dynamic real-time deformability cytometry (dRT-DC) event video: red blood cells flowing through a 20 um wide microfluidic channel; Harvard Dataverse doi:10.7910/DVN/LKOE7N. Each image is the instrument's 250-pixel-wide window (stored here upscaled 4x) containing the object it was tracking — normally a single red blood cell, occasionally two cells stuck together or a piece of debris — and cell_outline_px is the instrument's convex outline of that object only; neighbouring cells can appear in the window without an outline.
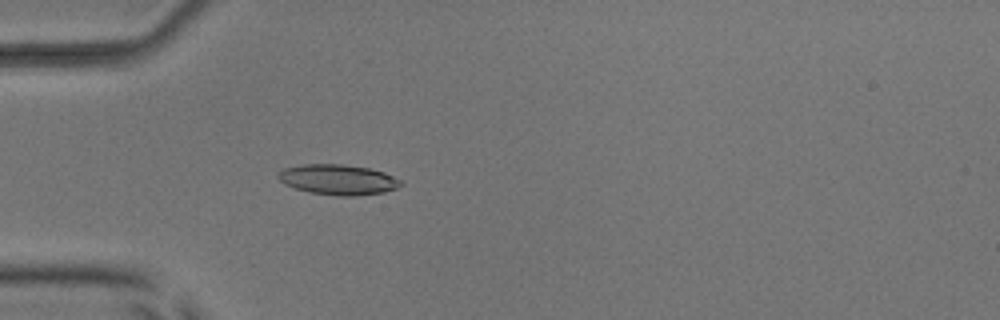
{"species": "common noctule bat (a hibernating species)", "species_latin": "Nyctalus noctula", "temperature_condition": "room temperature", "stored_images_in_passage": 5, "camera_frame_rate_fps": 3000, "um_per_image_px": 0.085, "animal": {"sex": "male", "body_mass_g": 17.9, "forearm_length_mm": 54.2}, "frame": {"image": 1, "passage_image": 5, "time_ms": 5.667, "image_size_px": [1000, 320], "cell_outline_px": [[404, 184], [396, 188], [384, 192], [356, 196], [336, 196], [312, 192], [296, 188], [284, 184], [276, 176], [276, 172], [284, 168], [300, 164], [340, 164], [368, 168], [384, 172], [400, 180]], "centroid_in_image_um": [28.71, 15.26], "position_along_channel_um": 56.3, "area_um2": 21.68}}